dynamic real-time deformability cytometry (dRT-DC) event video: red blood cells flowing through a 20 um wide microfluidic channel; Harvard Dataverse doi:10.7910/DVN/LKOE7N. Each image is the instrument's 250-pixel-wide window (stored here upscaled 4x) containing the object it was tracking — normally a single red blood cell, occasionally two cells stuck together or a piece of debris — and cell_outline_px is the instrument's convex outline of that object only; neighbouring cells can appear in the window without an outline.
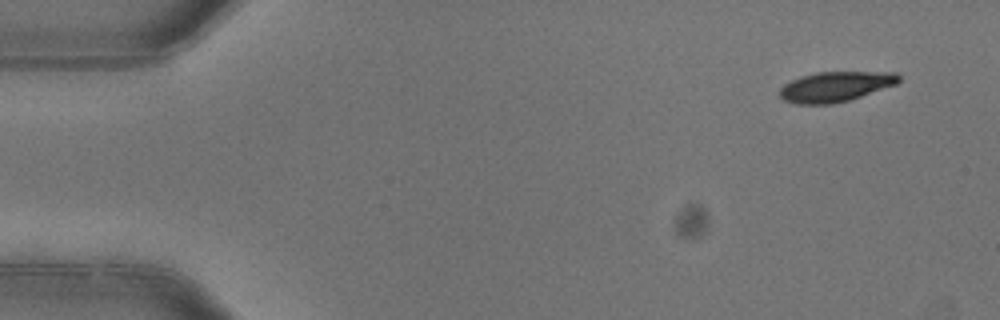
{"species": "common noctule bat (a hibernating species)", "species_latin": "Nyctalus noctula", "temperature_condition": "warm", "stored_images_in_passage": 4, "camera_frame_rate_fps": 3000, "um_per_image_px": 0.085, "animal": {"sex": "female"}, "frame": {"image": 1, "passage_image": 1, "time_ms": 0.0, "image_size_px": [1000, 320], "cell_outline_px": [[900, 80], [896, 84], [848, 100], [832, 104], [796, 104], [784, 100], [780, 96], [780, 88], [784, 84], [800, 76], [816, 72], [896, 72], [900, 76]], "centroid_in_image_um": [70.99, 7.35], "position_along_channel_um": 14.0, "area_um2": 20.75}}
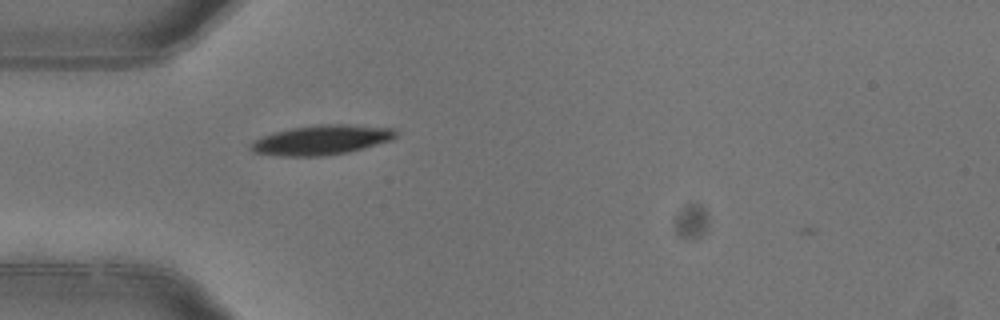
{"frame": {"image": 2, "passage_image": 4, "time_ms": 1.0, "image_size_px": [1000, 320], "cell_outline_px": [[396, 136], [392, 140], [364, 148], [348, 152], [324, 156], [280, 156], [252, 152], [248, 148], [252, 140], [260, 136], [292, 128], [324, 124], [348, 124], [392, 128], [396, 132]], "centroid_in_image_um": [27.29, 11.9], "position_along_channel_um": 57.7, "area_um2": 25.14}}